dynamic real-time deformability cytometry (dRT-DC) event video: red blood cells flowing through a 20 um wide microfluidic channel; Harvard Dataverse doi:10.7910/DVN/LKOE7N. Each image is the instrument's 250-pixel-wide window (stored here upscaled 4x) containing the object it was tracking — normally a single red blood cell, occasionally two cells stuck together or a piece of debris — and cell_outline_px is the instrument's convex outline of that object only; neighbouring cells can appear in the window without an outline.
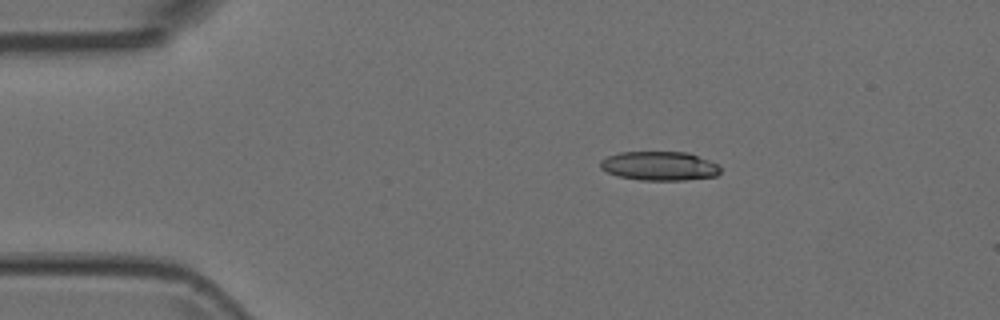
{"species": "Egyptian fruit bat (a non-hibernating species)", "species_latin": "Rousettus aegyptiacus", "temperature_condition": "room temperature", "stored_images_in_passage": 4, "camera_frame_rate_fps": 3000, "um_per_image_px": 0.085, "animal": {"sex": "female"}, "frame": {"image": 1, "passage_image": 3, "time_ms": 0.667, "image_size_px": [1000, 320], "cell_outline_px": [[720, 172], [716, 176], [684, 180], [640, 180], [616, 176], [600, 168], [600, 160], [608, 156], [620, 152], [688, 152], [720, 164]], "centroid_in_image_um": [56.06, 14.1], "position_along_channel_um": 28.9, "area_um2": 20.46}}